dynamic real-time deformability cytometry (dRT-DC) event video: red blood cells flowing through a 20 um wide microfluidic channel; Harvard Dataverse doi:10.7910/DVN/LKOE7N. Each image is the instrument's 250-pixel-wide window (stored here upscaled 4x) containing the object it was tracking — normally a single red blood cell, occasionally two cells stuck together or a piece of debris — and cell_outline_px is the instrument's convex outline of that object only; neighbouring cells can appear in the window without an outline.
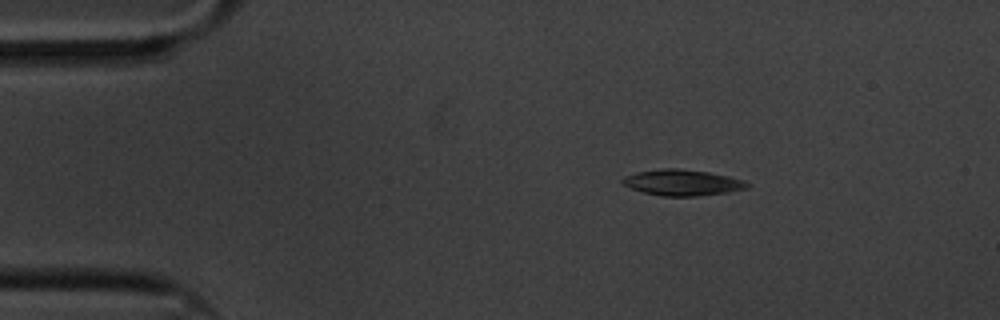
{"species": "common noctule bat (a hibernating species)", "species_latin": "Nyctalus noctula", "temperature_condition": "cold", "stored_images_in_passage": 51, "camera_frame_rate_fps": 3000, "um_per_image_px": 0.085, "animal": {"sex": "male", "body_mass_g": 20.1, "forearm_length_mm": 53.5}, "frame": {"image": 1, "passage_image": 1, "time_ms": 0.0, "image_size_px": [1000, 320], "cell_outline_px": [[752, 184], [748, 188], [728, 192], [696, 196], [660, 196], [644, 192], [632, 188], [624, 184], [620, 180], [624, 176], [636, 172], [660, 168], [680, 168], [708, 172], [728, 176], [744, 180]], "centroid_in_image_um": [58.02, 15.51], "position_along_channel_um": 27.0, "area_um2": 18.96}}
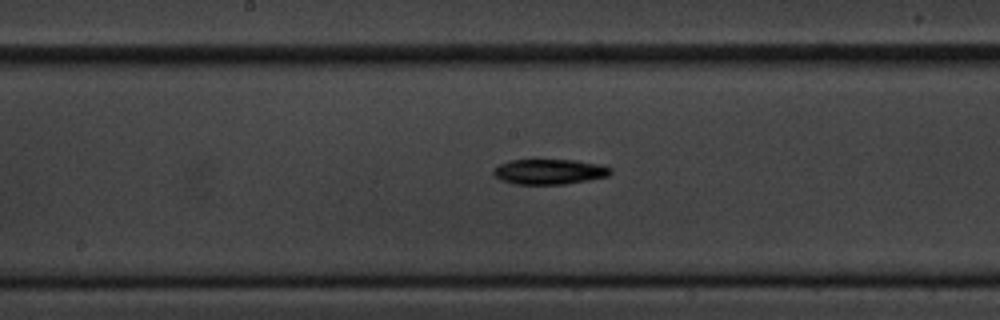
{"frame": {"image": 2, "passage_image": 22, "time_ms": 7.0, "image_size_px": [1000, 320], "cell_outline_px": [[612, 172], [608, 176], [588, 180], [564, 184], [516, 184], [500, 180], [492, 172], [492, 168], [500, 164], [512, 160], [532, 156], [576, 160], [600, 164], [612, 168]], "centroid_in_image_um": [46.66, 14.53], "position_along_channel_um": 201.5, "area_um2": 18.15}}
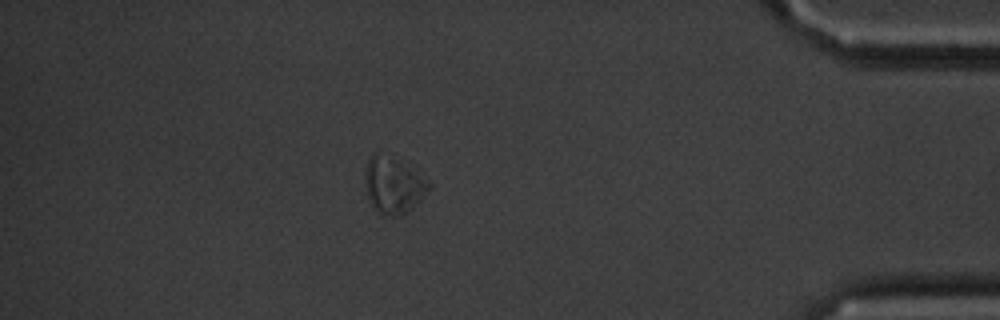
{"frame": {"image": 3, "passage_image": 44, "time_ms": 14.333, "image_size_px": [1000, 320], "cell_outline_px": [[432, 188], [412, 208], [396, 216], [388, 216], [372, 208], [364, 184], [364, 168], [372, 152], [376, 152], [416, 164], [432, 184]], "centroid_in_image_um": [33.49, 15.65], "position_along_channel_um": 401.7, "area_um2": 22.02}, "authors_computed_cell_mechanics": {"area_um2": 17.1088, "velocity_mm_per_s": 3.2852, "shape_relaxation_time_tau1_ms": 1.649, "shape_relaxation_time_tau2_ms": null, "deformation_change_tau1": 0.0876, "deformation_change_tau2": null}}